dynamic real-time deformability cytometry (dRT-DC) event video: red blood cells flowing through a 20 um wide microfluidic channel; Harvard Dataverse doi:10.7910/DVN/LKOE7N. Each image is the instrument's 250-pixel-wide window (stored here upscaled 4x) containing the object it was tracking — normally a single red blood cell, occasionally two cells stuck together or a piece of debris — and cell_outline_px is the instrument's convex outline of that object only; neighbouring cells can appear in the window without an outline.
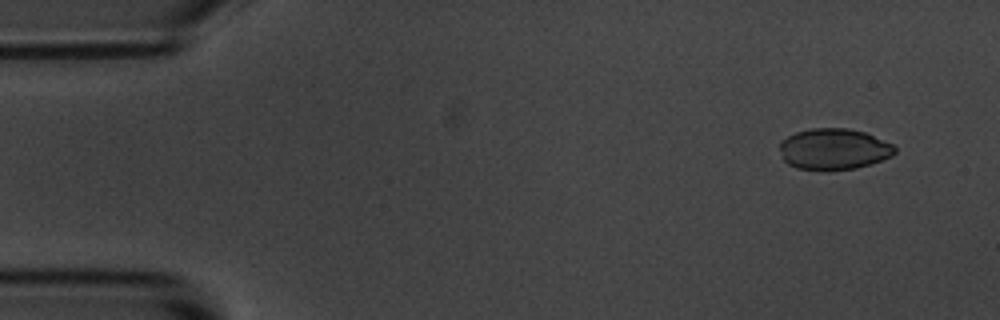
{"species": "common noctule bat (a hibernating species)", "species_latin": "Nyctalus noctula", "temperature_condition": "room temperature", "stored_images_in_passage": 48, "camera_frame_rate_fps": 3000, "um_per_image_px": 0.085, "animal": {"sex": "male", "body_mass_g": 20.1, "forearm_length_mm": 53.5}, "frame": {"image": 1, "passage_image": 1, "time_ms": 0.0, "image_size_px": [1000, 320], "cell_outline_px": [[896, 152], [892, 156], [872, 164], [856, 168], [828, 172], [824, 172], [796, 168], [788, 164], [784, 160], [780, 148], [780, 140], [796, 132], [812, 128], [848, 128], [864, 132], [892, 144], [896, 148]], "centroid_in_image_um": [70.86, 12.7], "position_along_channel_um": 14.1, "area_um2": 28.03}}
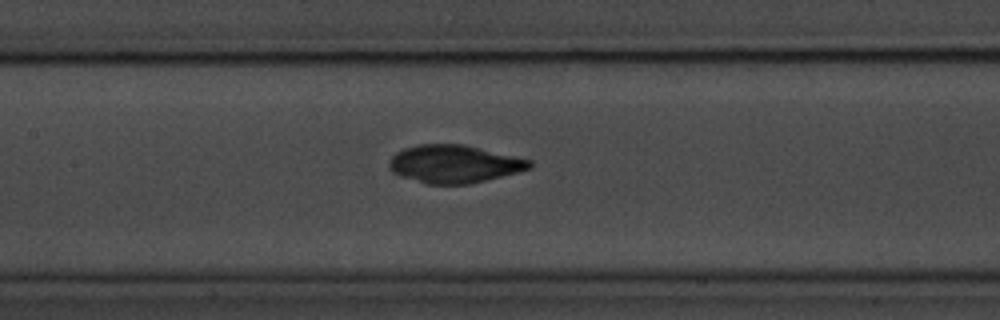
{"frame": {"image": 2, "passage_image": 22, "time_ms": 7.0, "image_size_px": [1000, 320], "cell_outline_px": [[532, 168], [468, 184], [428, 184], [400, 176], [392, 172], [388, 168], [388, 160], [396, 152], [404, 148], [420, 144], [464, 144], [532, 160]], "centroid_in_image_um": [38.56, 13.93], "position_along_channel_um": 168.8, "area_um2": 30.92}}
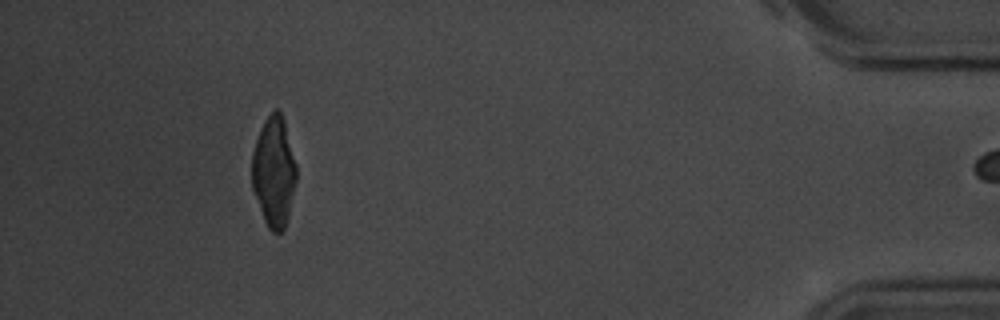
{"frame": {"image": 3, "passage_image": 47, "time_ms": 15.333, "image_size_px": [1000, 320], "cell_outline_px": [[296, 180], [288, 216], [284, 228], [280, 232], [272, 232], [268, 228], [264, 220], [252, 192], [252, 152], [256, 140], [264, 120], [272, 108], [276, 108], [280, 112], [284, 120], [296, 164]], "centroid_in_image_um": [23.26, 14.58], "position_along_channel_um": 411.9, "area_um2": 28.61}}